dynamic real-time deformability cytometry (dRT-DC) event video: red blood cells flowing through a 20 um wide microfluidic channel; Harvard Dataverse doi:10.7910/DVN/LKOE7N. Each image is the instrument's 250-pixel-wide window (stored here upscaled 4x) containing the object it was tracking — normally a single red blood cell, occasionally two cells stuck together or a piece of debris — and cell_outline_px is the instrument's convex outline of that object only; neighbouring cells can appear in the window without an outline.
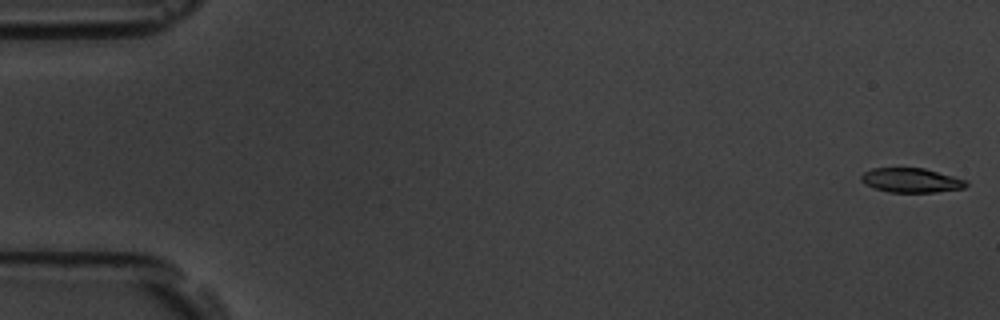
{"species": "common noctule bat (a hibernating species)", "species_latin": "Nyctalus noctula", "temperature_condition": "room temperature", "stored_images_in_passage": 5, "camera_frame_rate_fps": 3000, "um_per_image_px": 0.085, "animal": {"sex": "male", "body_mass_g": 19.5, "forearm_length_mm": 54.6}, "frame": {"image": 1, "passage_image": 1, "time_ms": 0.0, "image_size_px": [1000, 320], "cell_outline_px": [[968, 184], [964, 188], [936, 192], [888, 192], [864, 184], [860, 180], [860, 176], [864, 172], [872, 168], [924, 168], [968, 180]], "centroid_in_image_um": [77.45, 15.32], "position_along_channel_um": 7.5, "area_um2": 14.97}}
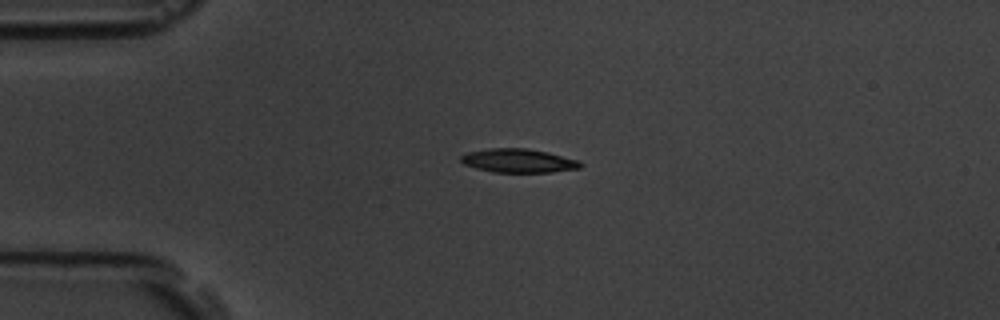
{"frame": {"image": 2, "passage_image": 4, "time_ms": 4.333, "image_size_px": [1000, 320], "cell_outline_px": [[584, 164], [580, 168], [552, 172], [492, 172], [476, 168], [464, 164], [460, 160], [460, 156], [468, 152], [488, 148], [528, 148], [548, 152], [580, 160]], "centroid_in_image_um": [44.09, 13.65], "position_along_channel_um": 40.9, "area_um2": 16.7}}